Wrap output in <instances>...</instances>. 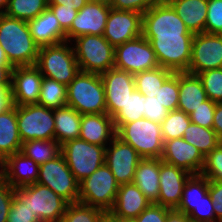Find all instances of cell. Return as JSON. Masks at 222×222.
<instances>
[{"label": "cell", "mask_w": 222, "mask_h": 222, "mask_svg": "<svg viewBox=\"0 0 222 222\" xmlns=\"http://www.w3.org/2000/svg\"><path fill=\"white\" fill-rule=\"evenodd\" d=\"M0 46L13 67L36 64L40 47L32 38L27 21L0 14Z\"/></svg>", "instance_id": "cell-1"}, {"label": "cell", "mask_w": 222, "mask_h": 222, "mask_svg": "<svg viewBox=\"0 0 222 222\" xmlns=\"http://www.w3.org/2000/svg\"><path fill=\"white\" fill-rule=\"evenodd\" d=\"M67 106L81 115L107 113L105 89L100 74L80 71L67 85Z\"/></svg>", "instance_id": "cell-2"}, {"label": "cell", "mask_w": 222, "mask_h": 222, "mask_svg": "<svg viewBox=\"0 0 222 222\" xmlns=\"http://www.w3.org/2000/svg\"><path fill=\"white\" fill-rule=\"evenodd\" d=\"M35 66L42 76L66 86L80 72L73 45L69 41L40 47Z\"/></svg>", "instance_id": "cell-3"}, {"label": "cell", "mask_w": 222, "mask_h": 222, "mask_svg": "<svg viewBox=\"0 0 222 222\" xmlns=\"http://www.w3.org/2000/svg\"><path fill=\"white\" fill-rule=\"evenodd\" d=\"M116 136L131 145L142 158H161L163 138L157 122L141 118L125 123L116 130Z\"/></svg>", "instance_id": "cell-4"}, {"label": "cell", "mask_w": 222, "mask_h": 222, "mask_svg": "<svg viewBox=\"0 0 222 222\" xmlns=\"http://www.w3.org/2000/svg\"><path fill=\"white\" fill-rule=\"evenodd\" d=\"M72 42L81 72L102 74L114 67L115 48L103 35H83Z\"/></svg>", "instance_id": "cell-5"}, {"label": "cell", "mask_w": 222, "mask_h": 222, "mask_svg": "<svg viewBox=\"0 0 222 222\" xmlns=\"http://www.w3.org/2000/svg\"><path fill=\"white\" fill-rule=\"evenodd\" d=\"M142 35L145 38H193L195 34L166 0H160L143 14Z\"/></svg>", "instance_id": "cell-6"}, {"label": "cell", "mask_w": 222, "mask_h": 222, "mask_svg": "<svg viewBox=\"0 0 222 222\" xmlns=\"http://www.w3.org/2000/svg\"><path fill=\"white\" fill-rule=\"evenodd\" d=\"M15 195L40 222H61L69 204L49 187L38 182L15 188Z\"/></svg>", "instance_id": "cell-7"}, {"label": "cell", "mask_w": 222, "mask_h": 222, "mask_svg": "<svg viewBox=\"0 0 222 222\" xmlns=\"http://www.w3.org/2000/svg\"><path fill=\"white\" fill-rule=\"evenodd\" d=\"M119 184L109 167L103 164L79 183L78 201L92 207L110 211L114 205Z\"/></svg>", "instance_id": "cell-8"}, {"label": "cell", "mask_w": 222, "mask_h": 222, "mask_svg": "<svg viewBox=\"0 0 222 222\" xmlns=\"http://www.w3.org/2000/svg\"><path fill=\"white\" fill-rule=\"evenodd\" d=\"M106 147L76 138L61 145L66 163L80 183L105 164Z\"/></svg>", "instance_id": "cell-9"}, {"label": "cell", "mask_w": 222, "mask_h": 222, "mask_svg": "<svg viewBox=\"0 0 222 222\" xmlns=\"http://www.w3.org/2000/svg\"><path fill=\"white\" fill-rule=\"evenodd\" d=\"M16 117L22 143L55 139L54 109L39 104L16 105Z\"/></svg>", "instance_id": "cell-10"}, {"label": "cell", "mask_w": 222, "mask_h": 222, "mask_svg": "<svg viewBox=\"0 0 222 222\" xmlns=\"http://www.w3.org/2000/svg\"><path fill=\"white\" fill-rule=\"evenodd\" d=\"M37 182L49 187L69 204L78 202L79 182L69 169L62 153L39 165Z\"/></svg>", "instance_id": "cell-11"}, {"label": "cell", "mask_w": 222, "mask_h": 222, "mask_svg": "<svg viewBox=\"0 0 222 222\" xmlns=\"http://www.w3.org/2000/svg\"><path fill=\"white\" fill-rule=\"evenodd\" d=\"M158 66L152 45L143 35L115 47L114 67L117 69L136 74Z\"/></svg>", "instance_id": "cell-12"}, {"label": "cell", "mask_w": 222, "mask_h": 222, "mask_svg": "<svg viewBox=\"0 0 222 222\" xmlns=\"http://www.w3.org/2000/svg\"><path fill=\"white\" fill-rule=\"evenodd\" d=\"M150 41L159 66L174 73L187 72L193 38H146Z\"/></svg>", "instance_id": "cell-13"}, {"label": "cell", "mask_w": 222, "mask_h": 222, "mask_svg": "<svg viewBox=\"0 0 222 222\" xmlns=\"http://www.w3.org/2000/svg\"><path fill=\"white\" fill-rule=\"evenodd\" d=\"M222 68V35L198 33L192 41L191 60L186 73L196 75Z\"/></svg>", "instance_id": "cell-14"}, {"label": "cell", "mask_w": 222, "mask_h": 222, "mask_svg": "<svg viewBox=\"0 0 222 222\" xmlns=\"http://www.w3.org/2000/svg\"><path fill=\"white\" fill-rule=\"evenodd\" d=\"M142 159L131 145L117 136L106 146L105 164L119 185L133 182L136 167Z\"/></svg>", "instance_id": "cell-15"}, {"label": "cell", "mask_w": 222, "mask_h": 222, "mask_svg": "<svg viewBox=\"0 0 222 222\" xmlns=\"http://www.w3.org/2000/svg\"><path fill=\"white\" fill-rule=\"evenodd\" d=\"M143 14L111 8L103 37L115 48L142 35Z\"/></svg>", "instance_id": "cell-16"}, {"label": "cell", "mask_w": 222, "mask_h": 222, "mask_svg": "<svg viewBox=\"0 0 222 222\" xmlns=\"http://www.w3.org/2000/svg\"><path fill=\"white\" fill-rule=\"evenodd\" d=\"M110 5L102 2L88 1L83 6L66 32V41H72L83 35H103L109 16Z\"/></svg>", "instance_id": "cell-17"}, {"label": "cell", "mask_w": 222, "mask_h": 222, "mask_svg": "<svg viewBox=\"0 0 222 222\" xmlns=\"http://www.w3.org/2000/svg\"><path fill=\"white\" fill-rule=\"evenodd\" d=\"M100 76L105 89L107 114L113 117L136 89L134 74L113 67Z\"/></svg>", "instance_id": "cell-18"}, {"label": "cell", "mask_w": 222, "mask_h": 222, "mask_svg": "<svg viewBox=\"0 0 222 222\" xmlns=\"http://www.w3.org/2000/svg\"><path fill=\"white\" fill-rule=\"evenodd\" d=\"M43 76L35 66H16L12 70L13 105L38 104Z\"/></svg>", "instance_id": "cell-19"}, {"label": "cell", "mask_w": 222, "mask_h": 222, "mask_svg": "<svg viewBox=\"0 0 222 222\" xmlns=\"http://www.w3.org/2000/svg\"><path fill=\"white\" fill-rule=\"evenodd\" d=\"M161 160L196 175L202 172L205 157L183 138H175L164 141Z\"/></svg>", "instance_id": "cell-20"}, {"label": "cell", "mask_w": 222, "mask_h": 222, "mask_svg": "<svg viewBox=\"0 0 222 222\" xmlns=\"http://www.w3.org/2000/svg\"><path fill=\"white\" fill-rule=\"evenodd\" d=\"M159 176V195L155 203L170 209H176L180 204L184 185L191 174L163 162L160 158Z\"/></svg>", "instance_id": "cell-21"}, {"label": "cell", "mask_w": 222, "mask_h": 222, "mask_svg": "<svg viewBox=\"0 0 222 222\" xmlns=\"http://www.w3.org/2000/svg\"><path fill=\"white\" fill-rule=\"evenodd\" d=\"M115 136L114 121L107 113L81 115L80 139L106 147Z\"/></svg>", "instance_id": "cell-22"}, {"label": "cell", "mask_w": 222, "mask_h": 222, "mask_svg": "<svg viewBox=\"0 0 222 222\" xmlns=\"http://www.w3.org/2000/svg\"><path fill=\"white\" fill-rule=\"evenodd\" d=\"M152 202L132 183L119 185L114 205L110 212L119 218L135 219Z\"/></svg>", "instance_id": "cell-23"}, {"label": "cell", "mask_w": 222, "mask_h": 222, "mask_svg": "<svg viewBox=\"0 0 222 222\" xmlns=\"http://www.w3.org/2000/svg\"><path fill=\"white\" fill-rule=\"evenodd\" d=\"M38 175L39 165L20 151L5 158L4 180L13 188L36 183Z\"/></svg>", "instance_id": "cell-24"}, {"label": "cell", "mask_w": 222, "mask_h": 222, "mask_svg": "<svg viewBox=\"0 0 222 222\" xmlns=\"http://www.w3.org/2000/svg\"><path fill=\"white\" fill-rule=\"evenodd\" d=\"M31 36L39 47L66 41V32L61 28L54 13L47 8L36 18L28 21Z\"/></svg>", "instance_id": "cell-25"}, {"label": "cell", "mask_w": 222, "mask_h": 222, "mask_svg": "<svg viewBox=\"0 0 222 222\" xmlns=\"http://www.w3.org/2000/svg\"><path fill=\"white\" fill-rule=\"evenodd\" d=\"M190 32L205 33L208 0H166Z\"/></svg>", "instance_id": "cell-26"}, {"label": "cell", "mask_w": 222, "mask_h": 222, "mask_svg": "<svg viewBox=\"0 0 222 222\" xmlns=\"http://www.w3.org/2000/svg\"><path fill=\"white\" fill-rule=\"evenodd\" d=\"M179 102L177 109L189 115L206 101L207 95L197 75L179 73Z\"/></svg>", "instance_id": "cell-27"}, {"label": "cell", "mask_w": 222, "mask_h": 222, "mask_svg": "<svg viewBox=\"0 0 222 222\" xmlns=\"http://www.w3.org/2000/svg\"><path fill=\"white\" fill-rule=\"evenodd\" d=\"M160 158H143L136 167L133 183L152 202L158 200Z\"/></svg>", "instance_id": "cell-28"}, {"label": "cell", "mask_w": 222, "mask_h": 222, "mask_svg": "<svg viewBox=\"0 0 222 222\" xmlns=\"http://www.w3.org/2000/svg\"><path fill=\"white\" fill-rule=\"evenodd\" d=\"M22 140L18 130L16 105L0 114V155L6 157L21 150Z\"/></svg>", "instance_id": "cell-29"}, {"label": "cell", "mask_w": 222, "mask_h": 222, "mask_svg": "<svg viewBox=\"0 0 222 222\" xmlns=\"http://www.w3.org/2000/svg\"><path fill=\"white\" fill-rule=\"evenodd\" d=\"M55 140L64 144L79 138L81 114L69 106L54 109Z\"/></svg>", "instance_id": "cell-30"}, {"label": "cell", "mask_w": 222, "mask_h": 222, "mask_svg": "<svg viewBox=\"0 0 222 222\" xmlns=\"http://www.w3.org/2000/svg\"><path fill=\"white\" fill-rule=\"evenodd\" d=\"M209 180L201 175H191L186 181L180 204L176 210L188 215L203 200L208 193Z\"/></svg>", "instance_id": "cell-31"}, {"label": "cell", "mask_w": 222, "mask_h": 222, "mask_svg": "<svg viewBox=\"0 0 222 222\" xmlns=\"http://www.w3.org/2000/svg\"><path fill=\"white\" fill-rule=\"evenodd\" d=\"M182 138L199 149L204 157L222 142L213 128H205L193 122L185 129Z\"/></svg>", "instance_id": "cell-32"}, {"label": "cell", "mask_w": 222, "mask_h": 222, "mask_svg": "<svg viewBox=\"0 0 222 222\" xmlns=\"http://www.w3.org/2000/svg\"><path fill=\"white\" fill-rule=\"evenodd\" d=\"M173 73L161 66L136 73L134 74L135 88L146 97H154L159 88Z\"/></svg>", "instance_id": "cell-33"}, {"label": "cell", "mask_w": 222, "mask_h": 222, "mask_svg": "<svg viewBox=\"0 0 222 222\" xmlns=\"http://www.w3.org/2000/svg\"><path fill=\"white\" fill-rule=\"evenodd\" d=\"M21 153L38 165L54 159L61 153V145L55 140H29L22 143Z\"/></svg>", "instance_id": "cell-34"}, {"label": "cell", "mask_w": 222, "mask_h": 222, "mask_svg": "<svg viewBox=\"0 0 222 222\" xmlns=\"http://www.w3.org/2000/svg\"><path fill=\"white\" fill-rule=\"evenodd\" d=\"M38 104L49 109L67 105V86L43 76Z\"/></svg>", "instance_id": "cell-35"}, {"label": "cell", "mask_w": 222, "mask_h": 222, "mask_svg": "<svg viewBox=\"0 0 222 222\" xmlns=\"http://www.w3.org/2000/svg\"><path fill=\"white\" fill-rule=\"evenodd\" d=\"M145 101L146 96L135 89L128 97L124 106L112 117L115 129L117 130L125 123L143 118Z\"/></svg>", "instance_id": "cell-36"}, {"label": "cell", "mask_w": 222, "mask_h": 222, "mask_svg": "<svg viewBox=\"0 0 222 222\" xmlns=\"http://www.w3.org/2000/svg\"><path fill=\"white\" fill-rule=\"evenodd\" d=\"M48 8V0H9L5 15L29 21Z\"/></svg>", "instance_id": "cell-37"}, {"label": "cell", "mask_w": 222, "mask_h": 222, "mask_svg": "<svg viewBox=\"0 0 222 222\" xmlns=\"http://www.w3.org/2000/svg\"><path fill=\"white\" fill-rule=\"evenodd\" d=\"M191 123L189 115L179 109L169 111L164 121L160 124L163 141L182 138L185 129Z\"/></svg>", "instance_id": "cell-38"}, {"label": "cell", "mask_w": 222, "mask_h": 222, "mask_svg": "<svg viewBox=\"0 0 222 222\" xmlns=\"http://www.w3.org/2000/svg\"><path fill=\"white\" fill-rule=\"evenodd\" d=\"M104 212L78 201L67 205L61 222H99Z\"/></svg>", "instance_id": "cell-39"}, {"label": "cell", "mask_w": 222, "mask_h": 222, "mask_svg": "<svg viewBox=\"0 0 222 222\" xmlns=\"http://www.w3.org/2000/svg\"><path fill=\"white\" fill-rule=\"evenodd\" d=\"M155 97L168 111L176 110L179 102V73H173L159 88Z\"/></svg>", "instance_id": "cell-40"}, {"label": "cell", "mask_w": 222, "mask_h": 222, "mask_svg": "<svg viewBox=\"0 0 222 222\" xmlns=\"http://www.w3.org/2000/svg\"><path fill=\"white\" fill-rule=\"evenodd\" d=\"M201 80L207 98L222 103V68L196 74Z\"/></svg>", "instance_id": "cell-41"}, {"label": "cell", "mask_w": 222, "mask_h": 222, "mask_svg": "<svg viewBox=\"0 0 222 222\" xmlns=\"http://www.w3.org/2000/svg\"><path fill=\"white\" fill-rule=\"evenodd\" d=\"M200 174L209 181L222 182V142L205 156Z\"/></svg>", "instance_id": "cell-42"}, {"label": "cell", "mask_w": 222, "mask_h": 222, "mask_svg": "<svg viewBox=\"0 0 222 222\" xmlns=\"http://www.w3.org/2000/svg\"><path fill=\"white\" fill-rule=\"evenodd\" d=\"M205 33L222 35V0H208Z\"/></svg>", "instance_id": "cell-43"}, {"label": "cell", "mask_w": 222, "mask_h": 222, "mask_svg": "<svg viewBox=\"0 0 222 222\" xmlns=\"http://www.w3.org/2000/svg\"><path fill=\"white\" fill-rule=\"evenodd\" d=\"M215 108L216 103L210 99H207L201 103V106L189 114V118L191 122L195 123L196 125L205 128H212Z\"/></svg>", "instance_id": "cell-44"}, {"label": "cell", "mask_w": 222, "mask_h": 222, "mask_svg": "<svg viewBox=\"0 0 222 222\" xmlns=\"http://www.w3.org/2000/svg\"><path fill=\"white\" fill-rule=\"evenodd\" d=\"M188 216L192 222H219L214 215L213 203L209 193L203 196V200Z\"/></svg>", "instance_id": "cell-45"}, {"label": "cell", "mask_w": 222, "mask_h": 222, "mask_svg": "<svg viewBox=\"0 0 222 222\" xmlns=\"http://www.w3.org/2000/svg\"><path fill=\"white\" fill-rule=\"evenodd\" d=\"M7 222H40V220L16 195H14Z\"/></svg>", "instance_id": "cell-46"}, {"label": "cell", "mask_w": 222, "mask_h": 222, "mask_svg": "<svg viewBox=\"0 0 222 222\" xmlns=\"http://www.w3.org/2000/svg\"><path fill=\"white\" fill-rule=\"evenodd\" d=\"M169 111L154 97H146L144 102V118L161 124Z\"/></svg>", "instance_id": "cell-47"}, {"label": "cell", "mask_w": 222, "mask_h": 222, "mask_svg": "<svg viewBox=\"0 0 222 222\" xmlns=\"http://www.w3.org/2000/svg\"><path fill=\"white\" fill-rule=\"evenodd\" d=\"M48 8L56 16L61 28L67 32L78 13V10L75 9V5H48Z\"/></svg>", "instance_id": "cell-48"}, {"label": "cell", "mask_w": 222, "mask_h": 222, "mask_svg": "<svg viewBox=\"0 0 222 222\" xmlns=\"http://www.w3.org/2000/svg\"><path fill=\"white\" fill-rule=\"evenodd\" d=\"M160 0H112L110 7L117 10H130L144 14Z\"/></svg>", "instance_id": "cell-49"}, {"label": "cell", "mask_w": 222, "mask_h": 222, "mask_svg": "<svg viewBox=\"0 0 222 222\" xmlns=\"http://www.w3.org/2000/svg\"><path fill=\"white\" fill-rule=\"evenodd\" d=\"M170 208L151 203L136 218V222H165Z\"/></svg>", "instance_id": "cell-50"}, {"label": "cell", "mask_w": 222, "mask_h": 222, "mask_svg": "<svg viewBox=\"0 0 222 222\" xmlns=\"http://www.w3.org/2000/svg\"><path fill=\"white\" fill-rule=\"evenodd\" d=\"M14 195L15 188L5 180L0 181V222H7Z\"/></svg>", "instance_id": "cell-51"}, {"label": "cell", "mask_w": 222, "mask_h": 222, "mask_svg": "<svg viewBox=\"0 0 222 222\" xmlns=\"http://www.w3.org/2000/svg\"><path fill=\"white\" fill-rule=\"evenodd\" d=\"M208 193L213 203L214 215L222 222V182L209 181Z\"/></svg>", "instance_id": "cell-52"}, {"label": "cell", "mask_w": 222, "mask_h": 222, "mask_svg": "<svg viewBox=\"0 0 222 222\" xmlns=\"http://www.w3.org/2000/svg\"><path fill=\"white\" fill-rule=\"evenodd\" d=\"M13 68L5 51L0 46V86H11Z\"/></svg>", "instance_id": "cell-53"}, {"label": "cell", "mask_w": 222, "mask_h": 222, "mask_svg": "<svg viewBox=\"0 0 222 222\" xmlns=\"http://www.w3.org/2000/svg\"><path fill=\"white\" fill-rule=\"evenodd\" d=\"M13 106L11 86H0V114Z\"/></svg>", "instance_id": "cell-54"}, {"label": "cell", "mask_w": 222, "mask_h": 222, "mask_svg": "<svg viewBox=\"0 0 222 222\" xmlns=\"http://www.w3.org/2000/svg\"><path fill=\"white\" fill-rule=\"evenodd\" d=\"M212 128L222 140V103H216Z\"/></svg>", "instance_id": "cell-55"}, {"label": "cell", "mask_w": 222, "mask_h": 222, "mask_svg": "<svg viewBox=\"0 0 222 222\" xmlns=\"http://www.w3.org/2000/svg\"><path fill=\"white\" fill-rule=\"evenodd\" d=\"M165 222H192L188 215L176 210L171 209L168 214Z\"/></svg>", "instance_id": "cell-56"}, {"label": "cell", "mask_w": 222, "mask_h": 222, "mask_svg": "<svg viewBox=\"0 0 222 222\" xmlns=\"http://www.w3.org/2000/svg\"><path fill=\"white\" fill-rule=\"evenodd\" d=\"M89 0H48V5H75V9L80 10Z\"/></svg>", "instance_id": "cell-57"}, {"label": "cell", "mask_w": 222, "mask_h": 222, "mask_svg": "<svg viewBox=\"0 0 222 222\" xmlns=\"http://www.w3.org/2000/svg\"><path fill=\"white\" fill-rule=\"evenodd\" d=\"M99 222H121V218L114 216L110 211L102 214Z\"/></svg>", "instance_id": "cell-58"}, {"label": "cell", "mask_w": 222, "mask_h": 222, "mask_svg": "<svg viewBox=\"0 0 222 222\" xmlns=\"http://www.w3.org/2000/svg\"><path fill=\"white\" fill-rule=\"evenodd\" d=\"M5 159L0 155V181L4 180Z\"/></svg>", "instance_id": "cell-59"}, {"label": "cell", "mask_w": 222, "mask_h": 222, "mask_svg": "<svg viewBox=\"0 0 222 222\" xmlns=\"http://www.w3.org/2000/svg\"><path fill=\"white\" fill-rule=\"evenodd\" d=\"M8 1L9 0H0V14H4L7 6H8Z\"/></svg>", "instance_id": "cell-60"}, {"label": "cell", "mask_w": 222, "mask_h": 222, "mask_svg": "<svg viewBox=\"0 0 222 222\" xmlns=\"http://www.w3.org/2000/svg\"><path fill=\"white\" fill-rule=\"evenodd\" d=\"M89 1L102 2V3H106V4L110 5L112 0H89Z\"/></svg>", "instance_id": "cell-61"}, {"label": "cell", "mask_w": 222, "mask_h": 222, "mask_svg": "<svg viewBox=\"0 0 222 222\" xmlns=\"http://www.w3.org/2000/svg\"><path fill=\"white\" fill-rule=\"evenodd\" d=\"M121 222H136L135 219H123L121 218Z\"/></svg>", "instance_id": "cell-62"}]
</instances>
